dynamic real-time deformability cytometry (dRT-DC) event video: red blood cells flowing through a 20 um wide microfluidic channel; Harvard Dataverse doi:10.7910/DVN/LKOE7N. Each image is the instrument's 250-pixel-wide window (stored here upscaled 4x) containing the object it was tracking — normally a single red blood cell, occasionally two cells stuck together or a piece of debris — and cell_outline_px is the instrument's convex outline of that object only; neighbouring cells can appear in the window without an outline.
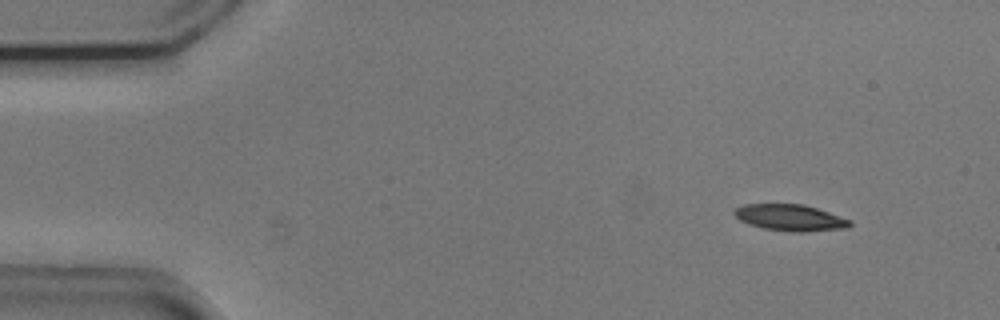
{"species": "common noctule bat (a hibernating species)", "species_latin": "Nyctalus noctula", "temperature_condition": "cold", "stored_images_in_passage": 32, "camera_frame_rate_fps": 3000, "um_per_image_px": 0.085, "animal": {"sex": "male", "body_mass_g": 20.5, "forearm_length_mm": 52.5}, "frame": {"image": 1, "passage_image": 1, "time_ms": 0.0, "image_size_px": [1000, 320], "cell_outline_px": [[852, 224], [848, 228], [804, 232], [792, 232], [764, 228], [748, 224], [740, 220], [732, 212], [736, 208], [744, 204], [804, 204], [852, 220]], "centroid_in_image_um": [67.18, 18.5], "position_along_channel_um": 17.8, "area_um2": 17.8}}
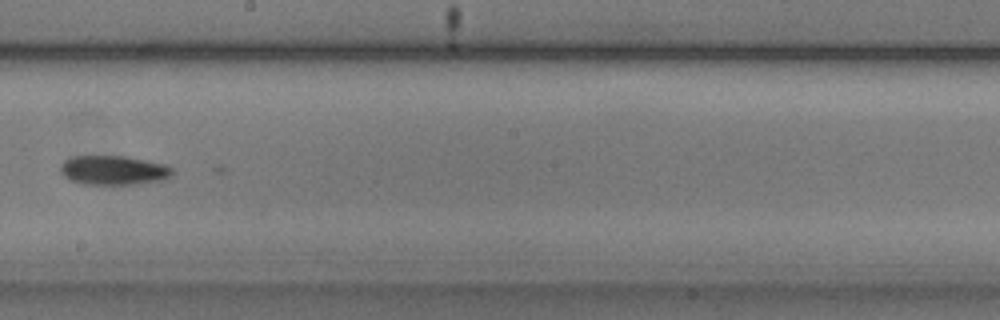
{"frame": {"image": 2, "passage_image": 26, "time_ms": 8.333, "image_size_px": [1000, 320], "cell_outline_px": [[172, 172], [168, 176], [160, 180], [132, 184], [80, 184], [64, 176], [60, 172], [60, 164], [64, 160], [72, 156], [124, 156], [164, 164], [172, 168]], "centroid_in_image_um": [9.57, 14.46], "position_along_channel_um": 238.6, "area_um2": 18.84}}